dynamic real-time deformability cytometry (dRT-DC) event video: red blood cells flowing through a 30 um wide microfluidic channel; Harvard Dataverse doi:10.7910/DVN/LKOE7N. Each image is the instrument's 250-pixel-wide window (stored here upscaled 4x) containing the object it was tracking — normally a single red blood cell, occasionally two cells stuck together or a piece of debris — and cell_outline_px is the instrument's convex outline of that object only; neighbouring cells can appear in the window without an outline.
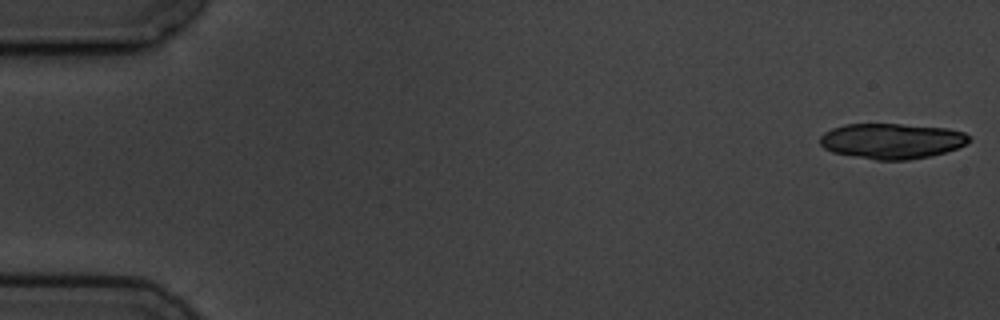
{"species": "common noctule bat (a hibernating species)", "species_latin": "Nyctalus noctula", "temperature_condition": "cold", "stored_images_in_passage": 5, "camera_frame_rate_fps": 3000, "um_per_image_px": 0.085, "animal": {"sex": "male", "body_mass_g": 19.5, "forearm_length_mm": 54.6}, "frame": {"image": 1, "passage_image": 1, "time_ms": 0.0, "image_size_px": [1000, 320], "cell_outline_px": [[972, 140], [956, 148], [932, 156], [908, 160], [876, 160], [832, 152], [824, 148], [820, 144], [820, 136], [824, 132], [832, 128], [844, 124], [900, 124], [948, 128], [964, 132]], "centroid_in_image_um": [75.79, 11.98], "position_along_channel_um": 9.2, "area_um2": 30.81}}